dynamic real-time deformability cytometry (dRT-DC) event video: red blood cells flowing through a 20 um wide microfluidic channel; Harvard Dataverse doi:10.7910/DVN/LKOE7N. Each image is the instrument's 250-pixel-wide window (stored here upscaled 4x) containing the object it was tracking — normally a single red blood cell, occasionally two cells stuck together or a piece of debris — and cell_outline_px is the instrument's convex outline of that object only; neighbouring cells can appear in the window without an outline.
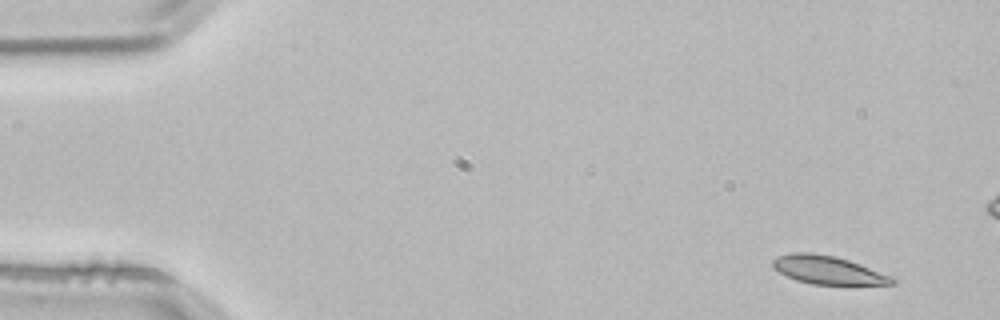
{"species": "common noctule bat (a hibernating species)", "species_latin": "Nyctalus noctula", "temperature_condition": "room temperature", "stored_images_in_passage": 4, "camera_frame_rate_fps": 3000, "um_per_image_px": 0.085, "animal": {"sex": "male", "body_mass_g": 21.5, "forearm_length_mm": 52.0}, "frame": {"image": 1, "passage_image": 1, "time_ms": 0.0, "image_size_px": [1000, 320], "cell_outline_px": [[896, 284], [812, 284], [796, 280], [772, 268], [772, 260], [776, 256], [792, 252], [812, 252], [836, 256], [896, 276]], "centroid_in_image_um": [70.4, 22.94], "position_along_channel_um": 14.6, "area_um2": 19.88}}